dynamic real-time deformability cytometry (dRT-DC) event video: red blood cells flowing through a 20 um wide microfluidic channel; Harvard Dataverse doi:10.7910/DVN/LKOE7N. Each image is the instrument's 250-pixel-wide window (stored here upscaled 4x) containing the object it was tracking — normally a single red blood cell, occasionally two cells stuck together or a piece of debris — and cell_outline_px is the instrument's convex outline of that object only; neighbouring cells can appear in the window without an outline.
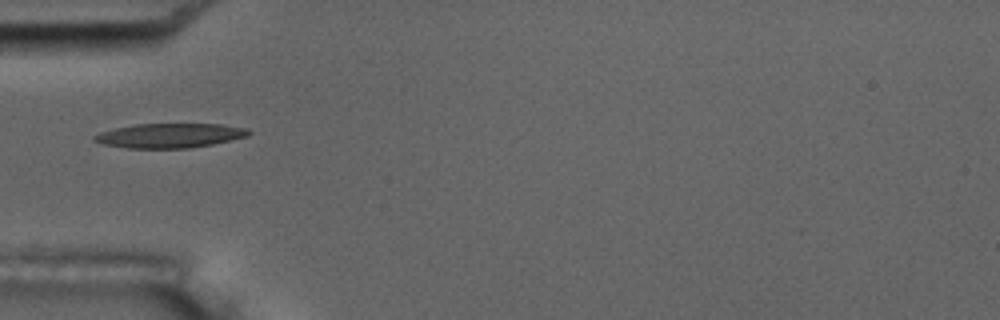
{"species": "common noctule bat (a hibernating species)", "species_latin": "Nyctalus noctula", "temperature_condition": "room temperature", "stored_images_in_passage": 7, "camera_frame_rate_fps": 3000, "um_per_image_px": 0.085, "animal": {"sex": "male", "body_mass_g": 17.5, "forearm_length_mm": 52.3}, "frame": {"image": 1, "passage_image": 5, "time_ms": 1.333, "image_size_px": [1000, 320], "cell_outline_px": [[252, 132], [248, 136], [212, 144], [188, 148], [128, 148], [100, 144], [92, 140], [92, 136], [100, 132], [116, 128], [136, 124], [220, 124], [248, 128]], "centroid_in_image_um": [14.41, 11.52], "position_along_channel_um": 70.6, "area_um2": 22.02}}